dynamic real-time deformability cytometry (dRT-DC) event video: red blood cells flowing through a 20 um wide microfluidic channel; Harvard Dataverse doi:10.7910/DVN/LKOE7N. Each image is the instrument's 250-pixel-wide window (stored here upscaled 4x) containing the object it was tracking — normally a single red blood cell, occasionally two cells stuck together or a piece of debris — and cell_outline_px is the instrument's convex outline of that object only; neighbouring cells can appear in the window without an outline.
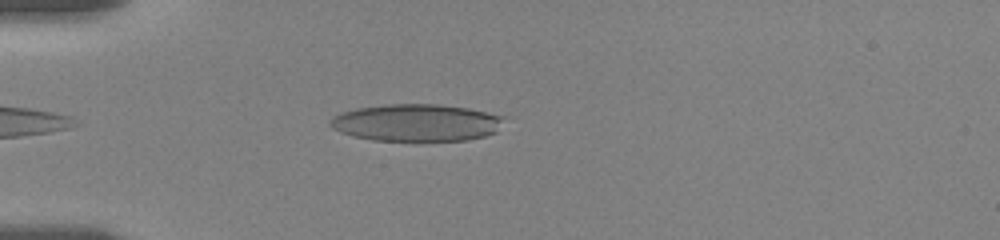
{"species": "human", "species_latin": "Homo sapiens", "temperature_condition": "room temperature", "stored_images_in_passage": 36, "camera_frame_rate_fps": 3000, "um_per_image_px": 0.085, "donor": {"sex": "female"}, "frame": {"image": 1, "passage_image": 2, "time_ms": 0.667, "image_size_px": [1000, 240], "cell_outline_px": [[504, 116], [496, 132], [484, 136], [468, 140], [372, 140], [352, 136], [340, 132], [332, 128], [328, 124], [328, 120], [332, 116], [340, 112], [356, 108], [388, 104], [436, 104], [468, 108]], "centroid_in_image_um": [35.32, 10.42], "position_along_channel_um": 49.7, "area_um2": 37.63}}
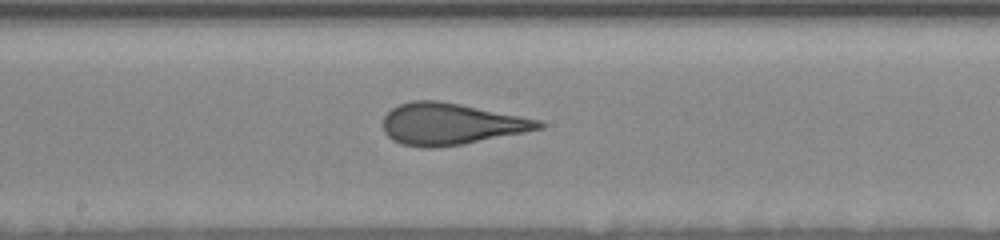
{"frame": {"image": 2, "passage_image": 18, "time_ms": 5.667, "image_size_px": [1000, 240], "cell_outline_px": [[544, 128], [464, 144], [436, 148], [424, 148], [400, 144], [392, 140], [384, 132], [384, 116], [392, 108], [400, 104], [412, 100], [440, 100], [540, 120], [544, 124]], "centroid_in_image_um": [38.29, 10.54], "position_along_channel_um": 209.9, "area_um2": 37.69}}
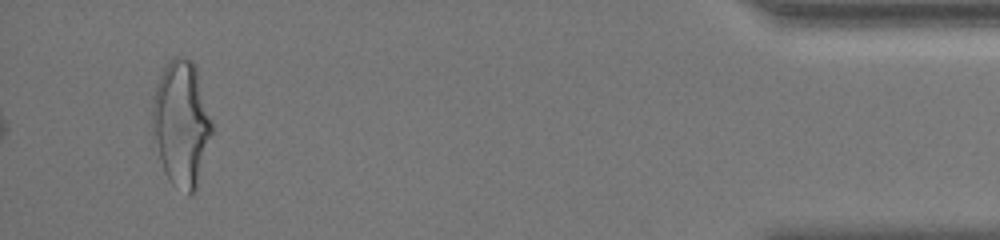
{"frame": {"image": 3, "passage_image": 35, "time_ms": 13.333, "image_size_px": [1000, 240], "cell_outline_px": [[216, 128], [196, 188], [188, 196], [172, 184], [160, 160], [152, 136], [152, 100], [156, 84], [164, 68], [172, 56], [184, 56], [192, 60], [196, 64]], "centroid_in_image_um": [15.46, 10.45], "position_along_channel_um": 419.7, "area_um2": 44.85}, "authors_computed_cell_mechanics": {"area_um2": 37.859, "velocity_mm_per_s": 3.5695, "shape_relaxation_time_tau1_ms": 7.0135, "shape_relaxation_time_tau2_ms": 1.0475, "deformation_change_tau1": 0.237, "deformation_change_tau2": 0.11}}